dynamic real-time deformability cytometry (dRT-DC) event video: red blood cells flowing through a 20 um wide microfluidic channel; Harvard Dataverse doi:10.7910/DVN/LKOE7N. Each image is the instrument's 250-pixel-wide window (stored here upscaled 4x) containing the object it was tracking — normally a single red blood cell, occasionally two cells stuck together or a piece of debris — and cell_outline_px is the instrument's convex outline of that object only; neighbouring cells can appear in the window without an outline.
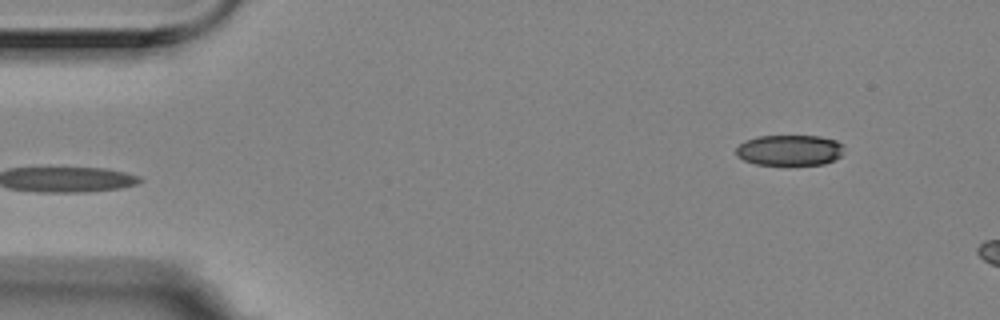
{"species": "Egyptian fruit bat (a non-hibernating species)", "species_latin": "Rousettus aegyptiacus", "temperature_condition": "room temperature", "stored_images_in_passage": 4, "segment_of_instrument_passage": [2, 2], "camera_frame_rate_fps": 3000, "um_per_image_px": 0.085, "animal": {"sex": "female"}, "frame": {"image": 1, "passage_image": 4, "time_ms": 1.0, "image_size_px": [1000, 320], "cell_outline_px": [[844, 144], [840, 156], [824, 164], [788, 168], [756, 164], [744, 160], [736, 156], [736, 148], [744, 140], [756, 136], [820, 136], [836, 140]], "centroid_in_image_um": [67.09, 12.81], "position_along_channel_um": 17.9, "area_um2": 20.23}}